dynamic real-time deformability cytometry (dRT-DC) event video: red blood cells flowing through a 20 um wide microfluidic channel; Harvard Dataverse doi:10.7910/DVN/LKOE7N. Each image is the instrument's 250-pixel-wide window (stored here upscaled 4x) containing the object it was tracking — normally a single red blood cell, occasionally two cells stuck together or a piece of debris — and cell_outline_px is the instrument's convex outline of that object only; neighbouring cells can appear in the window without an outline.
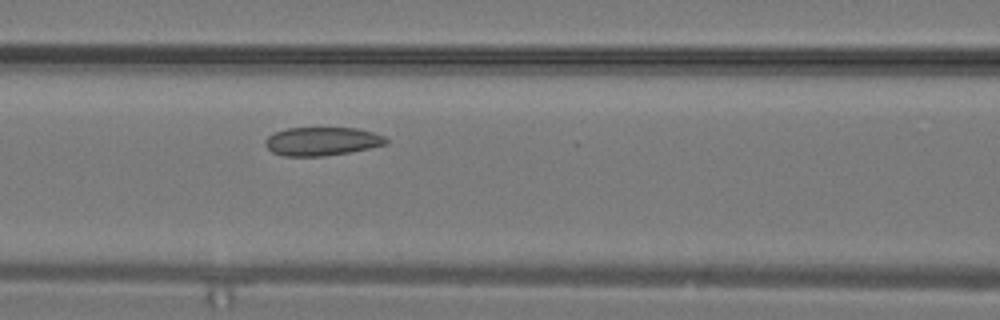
{"species": "common noctule bat (a hibernating species)", "species_latin": "Nyctalus noctula", "temperature_condition": "warm", "stored_images_in_passage": 10, "camera_frame_rate_fps": 3000, "um_per_image_px": 0.085, "animal": {"sex": "male", "body_mass_g": 19.2, "forearm_length_mm": 51.8}, "frame": {"image": 1, "passage_image": 10, "time_ms": 3.0, "image_size_px": [1000, 320], "cell_outline_px": [[388, 144], [348, 152], [324, 156], [284, 156], [272, 152], [264, 144], [264, 140], [268, 136], [276, 132], [288, 128], [356, 128], [372, 132], [384, 136], [388, 140]], "centroid_in_image_um": [27.35, 12.01], "position_along_channel_um": 139.2, "area_um2": 19.94}}